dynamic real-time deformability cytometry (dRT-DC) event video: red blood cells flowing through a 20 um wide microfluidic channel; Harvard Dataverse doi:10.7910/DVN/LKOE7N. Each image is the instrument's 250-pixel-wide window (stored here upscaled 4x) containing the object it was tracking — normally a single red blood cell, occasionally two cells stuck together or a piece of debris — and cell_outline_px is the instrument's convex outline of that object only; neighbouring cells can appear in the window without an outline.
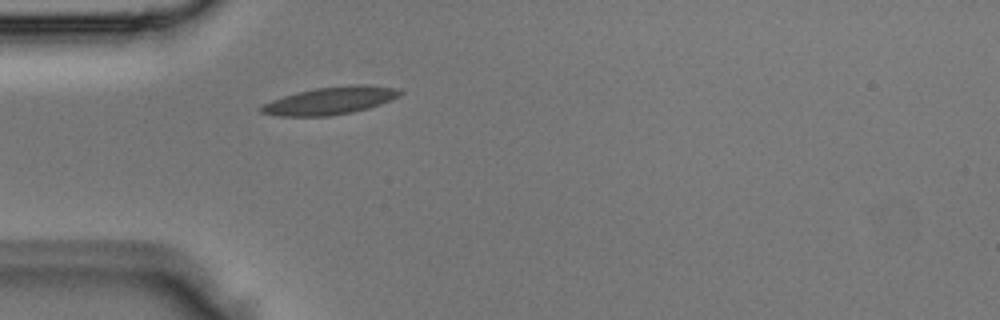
{"species": "Egyptian fruit bat (a non-hibernating species)", "species_latin": "Rousettus aegyptiacus", "temperature_condition": "room temperature", "stored_images_in_passage": 2, "camera_frame_rate_fps": 3000, "um_per_image_px": 0.085, "animal": {"sex": "male"}, "frame": {"image": 1, "passage_image": 2, "time_ms": 0.333, "image_size_px": [1000, 320], "cell_outline_px": [[404, 92], [380, 104], [368, 108], [352, 112], [332, 116], [280, 116], [260, 112], [260, 108], [264, 104], [272, 100], [296, 92], [316, 88], [356, 84], [368, 84], [396, 88]], "centroid_in_image_um": [28.07, 8.55], "position_along_channel_um": 56.9, "area_um2": 22.08}}